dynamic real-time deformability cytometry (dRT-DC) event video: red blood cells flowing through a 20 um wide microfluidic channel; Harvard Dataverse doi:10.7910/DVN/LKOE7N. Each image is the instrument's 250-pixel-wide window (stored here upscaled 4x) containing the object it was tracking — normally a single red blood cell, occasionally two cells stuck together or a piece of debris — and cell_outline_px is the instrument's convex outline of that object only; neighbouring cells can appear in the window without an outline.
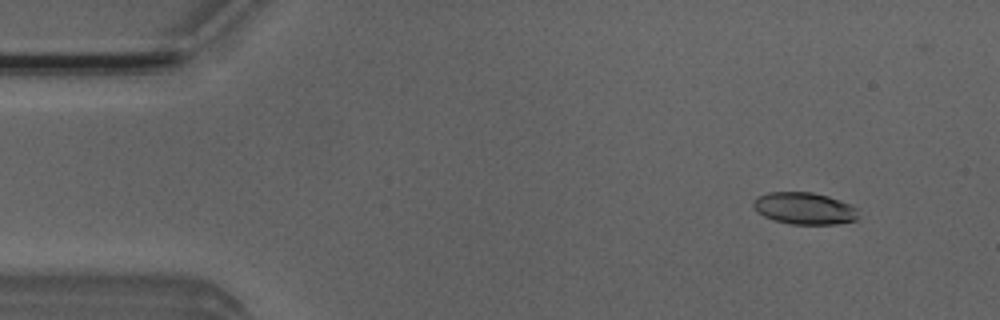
{"species": "Egyptian fruit bat (a non-hibernating species)", "species_latin": "Rousettus aegyptiacus", "temperature_condition": "room temperature", "stored_images_in_passage": 52, "camera_frame_rate_fps": 3000, "um_per_image_px": 0.085, "animal": {"sex": "male"}, "frame": {"image": 1, "passage_image": 5, "time_ms": 1.333, "image_size_px": [1000, 320], "cell_outline_px": [[860, 216], [856, 220], [836, 224], [792, 224], [772, 220], [764, 216], [752, 204], [752, 200], [756, 196], [768, 192], [812, 192], [828, 196], [848, 204], [856, 208]], "centroid_in_image_um": [68.36, 17.71], "position_along_channel_um": 16.6, "area_um2": 19.54}}
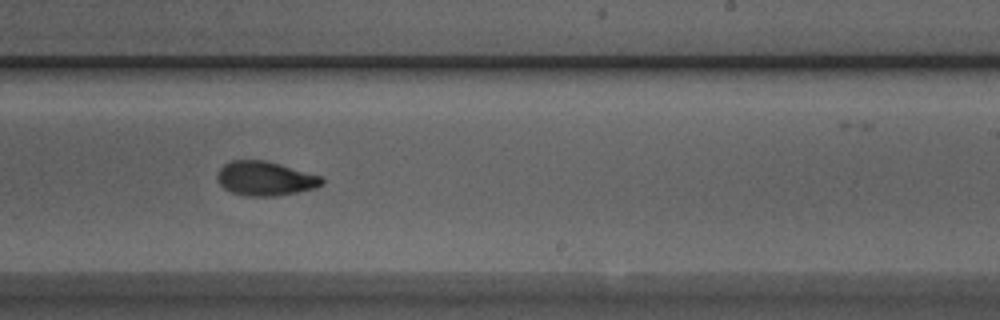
{"frame": {"image": 2, "passage_image": 31, "time_ms": 10.0, "image_size_px": [1000, 320], "cell_outline_px": [[324, 184], [316, 188], [276, 196], [244, 196], [232, 192], [224, 188], [220, 184], [216, 176], [220, 168], [224, 164], [232, 160], [264, 160], [280, 164], [320, 176], [324, 180]], "centroid_in_image_um": [22.53, 15.18], "position_along_channel_um": 266.5, "area_um2": 20.81}}
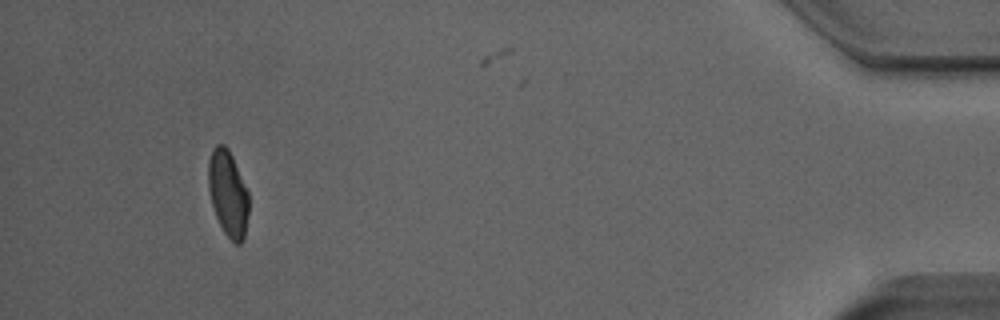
{"frame": {"image": 3, "passage_image": 48, "time_ms": 15.667, "image_size_px": [1000, 320], "cell_outline_px": [[248, 212], [244, 240], [240, 244], [236, 244], [224, 232], [216, 216], [212, 204], [208, 188], [208, 160], [212, 148], [216, 144], [224, 144], [228, 148], [232, 156], [248, 192]], "centroid_in_image_um": [19.37, 16.42], "position_along_channel_um": 415.8, "area_um2": 20.17}, "authors_computed_cell_mechanics": {"area_um2": 20.6924, "velocity_mm_per_s": 3.9693, "shape_relaxation_time_tau1_ms": 3.7407, "shape_relaxation_time_tau2_ms": 3.2794, "deformation_change_tau1": 0.1508, "deformation_change_tau2": 0.0887}}